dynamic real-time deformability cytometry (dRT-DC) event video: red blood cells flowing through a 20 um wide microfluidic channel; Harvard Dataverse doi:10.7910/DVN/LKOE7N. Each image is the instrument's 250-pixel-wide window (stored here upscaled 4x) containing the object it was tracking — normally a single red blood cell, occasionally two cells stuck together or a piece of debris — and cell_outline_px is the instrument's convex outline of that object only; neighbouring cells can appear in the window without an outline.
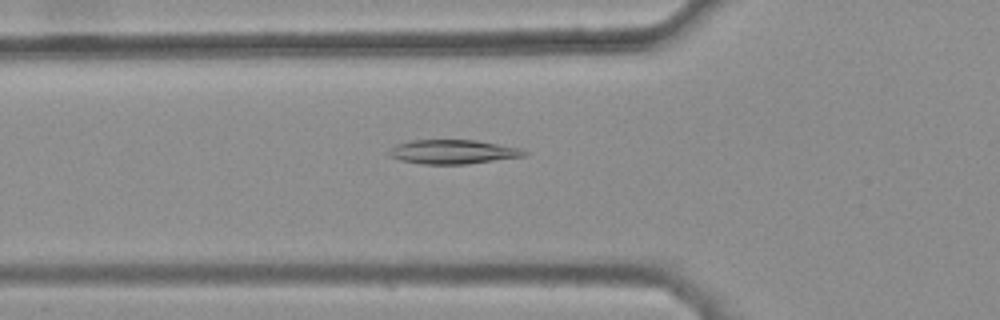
{"species": "common noctule bat (a hibernating species)", "species_latin": "Nyctalus noctula", "temperature_condition": "warm", "stored_images_in_passage": 46, "camera_frame_rate_fps": 3000, "um_per_image_px": 0.085, "animal": {"sex": "female", "body_mass_g": 25.1}, "frame": {"image": 1, "passage_image": 18, "time_ms": 5.667, "image_size_px": [1000, 320], "cell_outline_px": [[528, 152], [524, 156], [464, 164], [424, 164], [400, 160], [388, 156], [388, 152], [396, 144], [412, 140], [476, 140], [524, 148]], "centroid_in_image_um": [38.51, 12.9], "position_along_channel_um": 87.3, "area_um2": 19.02}}
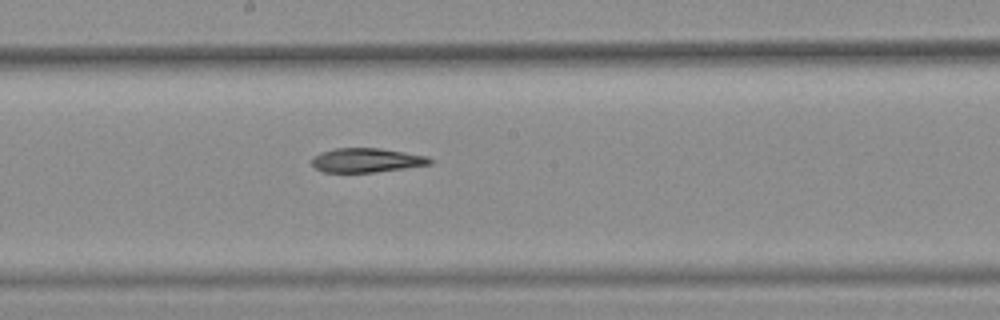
{"frame": {"image": 2, "passage_image": 28, "time_ms": 9.0, "image_size_px": [1000, 320], "cell_outline_px": [[432, 164], [376, 172], [324, 172], [316, 168], [312, 164], [312, 156], [320, 152], [336, 148], [380, 148], [428, 156], [432, 160]], "centroid_in_image_um": [31.15, 13.61], "position_along_channel_um": 217.1, "area_um2": 16.65}}
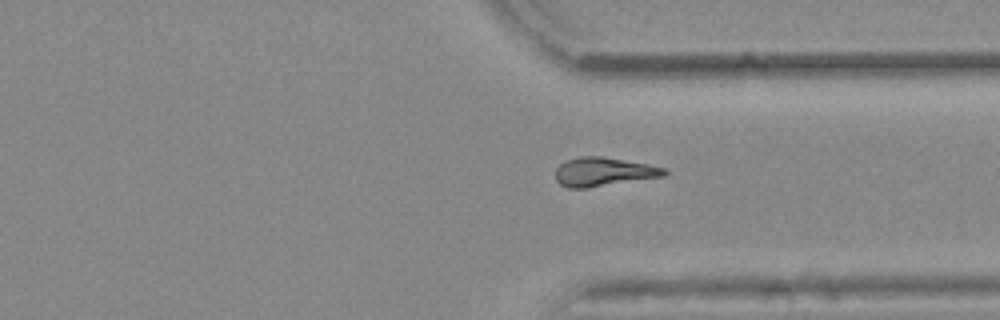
{"frame": {"image": 3, "passage_image": 39, "time_ms": 12.667, "image_size_px": [1000, 320], "cell_outline_px": [[668, 176], [584, 188], [568, 188], [560, 184], [556, 180], [556, 168], [560, 164], [568, 160], [580, 156], [600, 156], [648, 164], [668, 168]], "centroid_in_image_um": [51.36, 14.61], "position_along_channel_um": 360.0, "area_um2": 18.32}}